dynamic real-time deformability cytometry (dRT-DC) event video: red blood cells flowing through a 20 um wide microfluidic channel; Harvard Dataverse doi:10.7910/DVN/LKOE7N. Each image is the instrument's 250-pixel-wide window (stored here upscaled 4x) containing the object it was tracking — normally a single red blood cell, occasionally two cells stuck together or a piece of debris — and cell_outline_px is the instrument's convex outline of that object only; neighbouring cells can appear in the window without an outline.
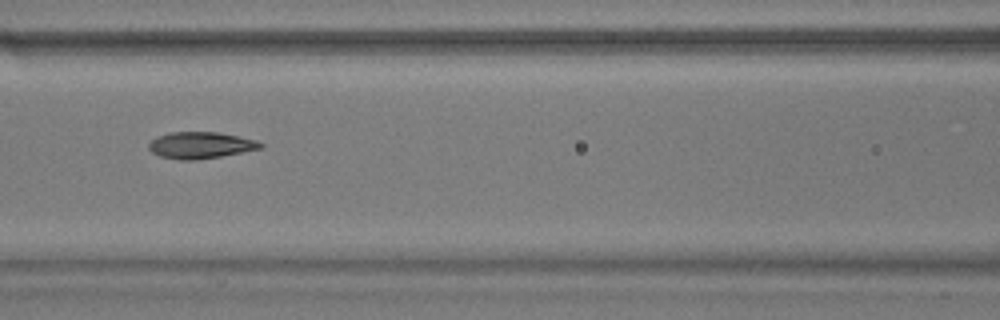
{"species": "common noctule bat (a hibernating species)", "species_latin": "Nyctalus noctula", "temperature_condition": "warm", "stored_images_in_passage": 7, "camera_frame_rate_fps": 3000, "um_per_image_px": 0.085, "animal": {"sex": "male", "body_mass_g": 17.9}, "frame": {"image": 1, "passage_image": 5, "time_ms": 1.333, "image_size_px": [1000, 320], "cell_outline_px": [[264, 148], [220, 156], [196, 160], [180, 160], [160, 156], [152, 152], [148, 148], [148, 144], [156, 136], [168, 132], [220, 132], [240, 136], [256, 140], [264, 144]], "centroid_in_image_um": [17.05, 12.33], "position_along_channel_um": 149.5, "area_um2": 17.46}}